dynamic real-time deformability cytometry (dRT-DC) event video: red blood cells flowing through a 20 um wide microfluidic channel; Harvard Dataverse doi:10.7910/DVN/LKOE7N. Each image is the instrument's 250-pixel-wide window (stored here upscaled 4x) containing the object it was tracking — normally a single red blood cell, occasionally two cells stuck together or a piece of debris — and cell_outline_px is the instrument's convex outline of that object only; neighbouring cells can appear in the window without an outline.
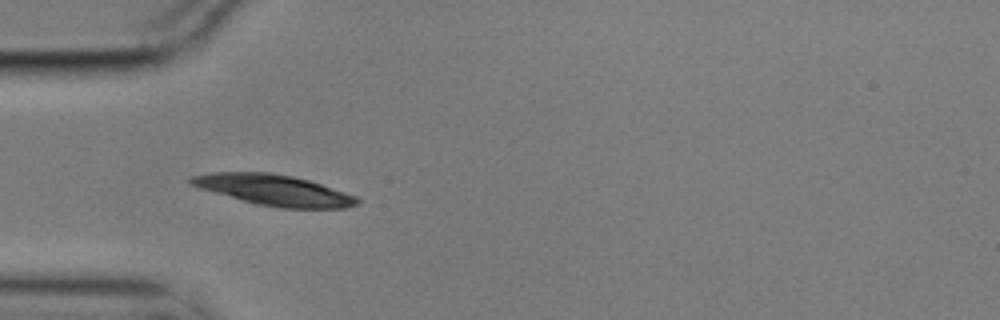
{"species": "common noctule bat (a hibernating species)", "species_latin": "Nyctalus noctula", "temperature_condition": "cold", "stored_images_in_passage": 40, "camera_frame_rate_fps": 3000, "um_per_image_px": 0.085, "animal": {"sex": "male", "body_mass_g": 17.9}, "frame": {"image": 1, "passage_image": 1, "time_ms": 0.0, "image_size_px": [1000, 320], "cell_outline_px": [[360, 204], [348, 208], [280, 208], [256, 204], [200, 188], [188, 184], [188, 180], [192, 176], [212, 172], [272, 172], [292, 176], [308, 180], [356, 196], [360, 200]], "centroid_in_image_um": [23.3, 16.16], "position_along_channel_um": 61.7, "area_um2": 29.71}}
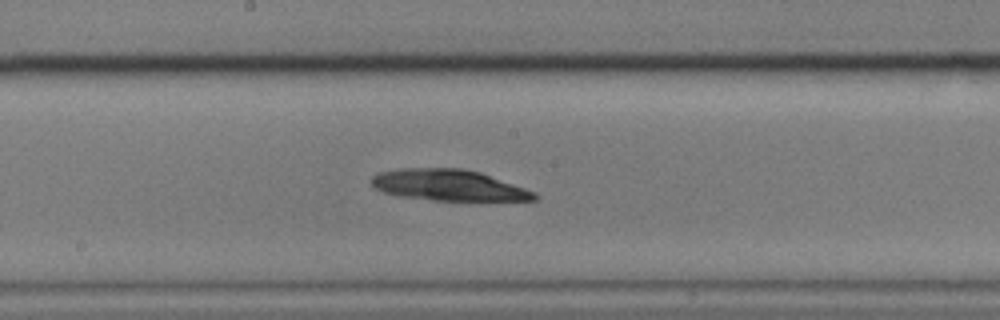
{"frame": {"image": 2, "passage_image": 14, "time_ms": 4.333, "image_size_px": [1000, 320], "cell_outline_px": [[540, 196], [536, 200], [432, 200], [400, 196], [384, 192], [372, 188], [368, 180], [376, 172], [396, 168], [460, 168], [480, 172], [536, 192]], "centroid_in_image_um": [38.05, 15.73], "position_along_channel_um": 210.2, "area_um2": 29.77}}
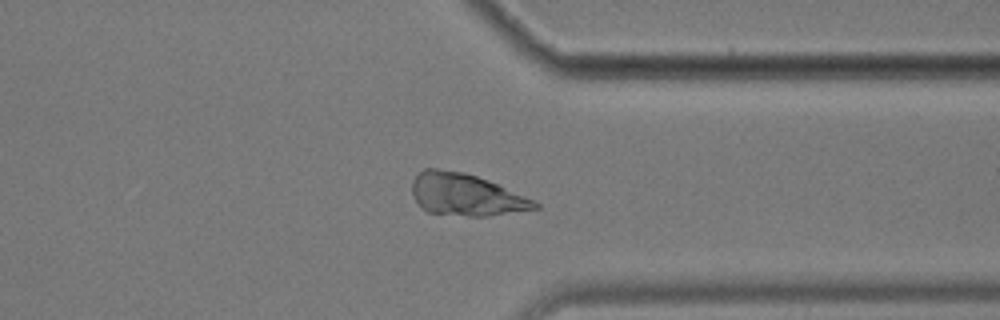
{"frame": {"image": 3, "passage_image": 28, "time_ms": 9.0, "image_size_px": [1000, 320], "cell_outline_px": [[540, 208], [488, 216], [468, 216], [428, 212], [420, 208], [412, 196], [412, 180], [424, 168], [436, 168], [464, 172], [488, 180], [524, 196], [540, 204]], "centroid_in_image_um": [39.54, 16.55], "position_along_channel_um": 371.9, "area_um2": 29.94}}